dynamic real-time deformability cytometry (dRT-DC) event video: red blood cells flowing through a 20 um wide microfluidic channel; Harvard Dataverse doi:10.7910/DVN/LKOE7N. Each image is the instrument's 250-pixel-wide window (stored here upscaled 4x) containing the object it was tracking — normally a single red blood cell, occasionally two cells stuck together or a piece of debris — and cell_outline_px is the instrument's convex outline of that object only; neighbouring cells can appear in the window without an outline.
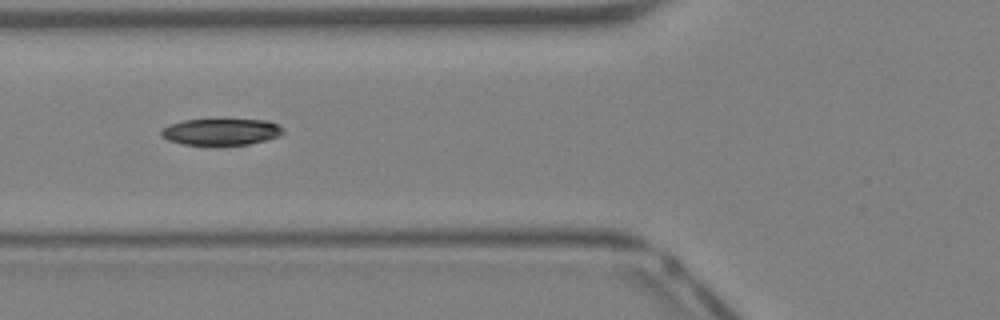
{"species": "Egyptian fruit bat (a non-hibernating species)", "species_latin": "Rousettus aegyptiacus", "temperature_condition": "warm", "stored_images_in_passage": 37, "segment_of_instrument_passage": [2, 2], "camera_frame_rate_fps": 3000, "um_per_image_px": 0.085, "animal": {"sex": "female"}, "frame": {"image": 1, "passage_image": 12, "time_ms": 3.667, "image_size_px": [1000, 320], "cell_outline_px": [[284, 132], [280, 136], [248, 144], [220, 148], [216, 148], [184, 144], [168, 140], [160, 136], [160, 128], [168, 124], [184, 120], [268, 120], [284, 128]], "centroid_in_image_um": [18.74, 11.25], "position_along_channel_um": 107.1, "area_um2": 19.65}}
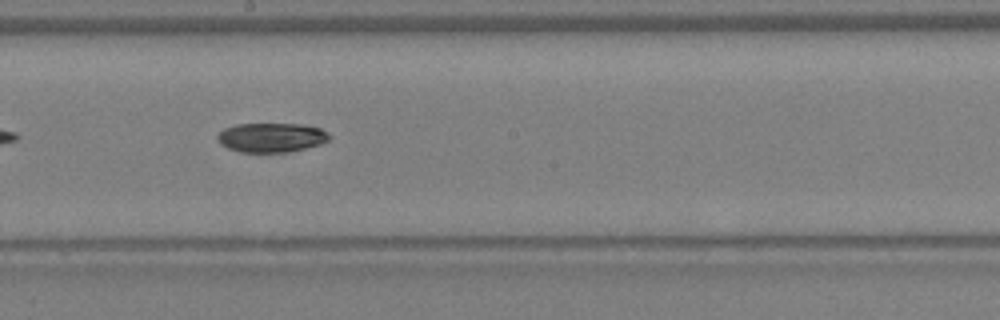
{"frame": {"image": 2, "passage_image": 19, "time_ms": 6.0, "image_size_px": [1000, 320], "cell_outline_px": [[332, 136], [328, 140], [320, 144], [288, 152], [240, 152], [228, 148], [220, 144], [216, 136], [224, 128], [236, 124], [300, 124], [320, 128], [328, 132]], "centroid_in_image_um": [23.06, 11.68], "position_along_channel_um": 225.1, "area_um2": 19.13}}
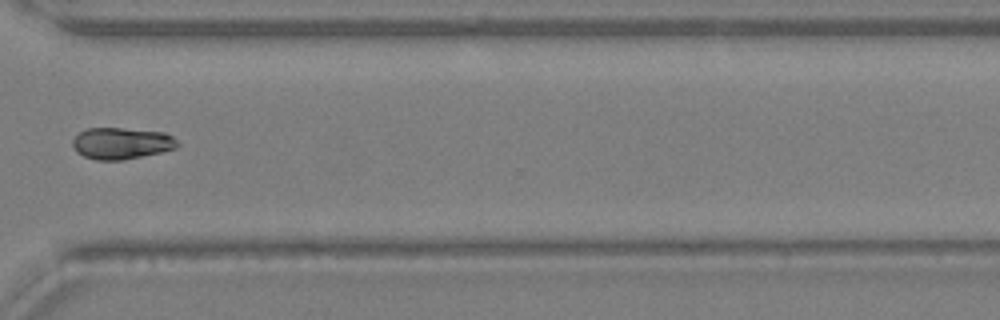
{"frame": {"image": 3, "passage_image": 27, "time_ms": 8.667, "image_size_px": [1000, 320], "cell_outline_px": [[180, 144], [176, 148], [160, 152], [124, 160], [96, 160], [84, 156], [76, 152], [72, 144], [72, 140], [80, 132], [88, 128], [120, 128], [164, 132], [172, 136]], "centroid_in_image_um": [10.32, 12.18], "position_along_channel_um": 360.3, "area_um2": 19.25}}